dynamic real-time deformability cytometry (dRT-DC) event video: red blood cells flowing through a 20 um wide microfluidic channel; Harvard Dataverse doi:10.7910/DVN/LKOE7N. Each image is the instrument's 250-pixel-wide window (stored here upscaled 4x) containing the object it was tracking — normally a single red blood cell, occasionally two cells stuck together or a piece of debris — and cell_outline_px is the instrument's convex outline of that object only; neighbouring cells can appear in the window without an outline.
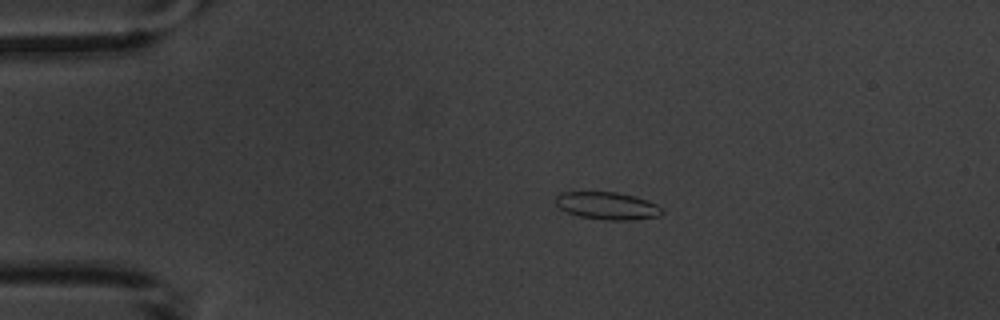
{"species": "common noctule bat (a hibernating species)", "species_latin": "Nyctalus noctula", "temperature_condition": "warm", "stored_images_in_passage": 3, "camera_frame_rate_fps": 3000, "um_per_image_px": 0.085, "animal": {"sex": "male", "body_mass_g": 20.1, "forearm_length_mm": 53.5}, "frame": {"image": 1, "passage_image": 2, "time_ms": 1.0, "image_size_px": [1000, 320], "cell_outline_px": [[664, 212], [660, 216], [632, 220], [608, 220], [580, 216], [568, 212], [560, 208], [556, 204], [556, 196], [560, 192], [616, 192], [636, 196], [656, 204]], "centroid_in_image_um": [51.63, 17.49], "position_along_channel_um": 33.4, "area_um2": 16.94}}